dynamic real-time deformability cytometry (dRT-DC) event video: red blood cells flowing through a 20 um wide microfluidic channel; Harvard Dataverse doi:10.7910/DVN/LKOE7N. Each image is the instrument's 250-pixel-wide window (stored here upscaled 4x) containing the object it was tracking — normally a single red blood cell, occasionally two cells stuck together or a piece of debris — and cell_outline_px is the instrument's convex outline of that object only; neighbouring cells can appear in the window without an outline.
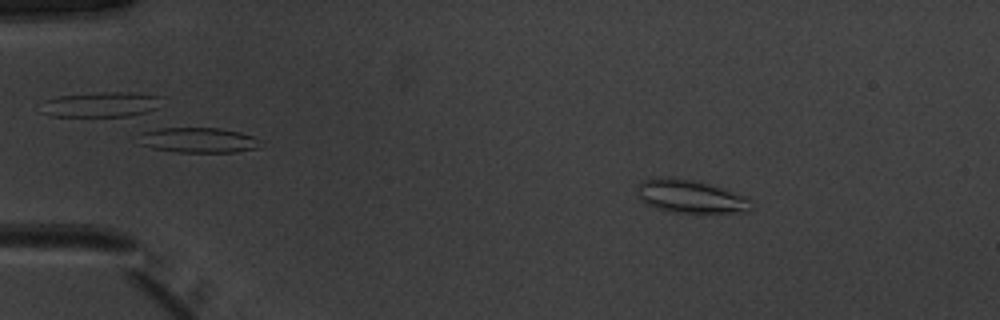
{"species": "common noctule bat (a hibernating species)", "species_latin": "Nyctalus noctula", "temperature_condition": "warm", "stored_images_in_passage": 51, "camera_frame_rate_fps": 3000, "um_per_image_px": 0.085, "animal": {"sex": "male", "body_mass_g": 20.1, "forearm_length_mm": 53.5}, "frame": {"image": 1, "passage_image": 8, "time_ms": 2.333, "image_size_px": [1000, 320], "cell_outline_px": [[752, 200], [748, 212], [672, 212], [656, 208], [648, 204], [640, 196], [636, 184], [644, 180], [692, 180], [708, 184], [748, 196]], "centroid_in_image_um": [58.78, 16.74], "position_along_channel_um": 26.2, "area_um2": 20.98}}
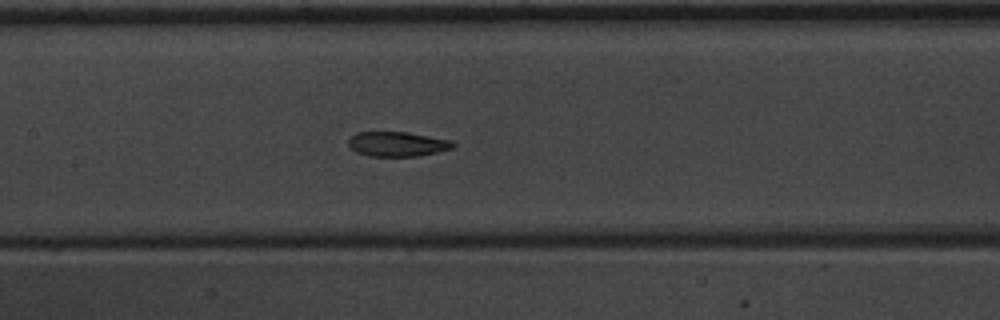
{"frame": {"image": 2, "passage_image": 25, "time_ms": 8.0, "image_size_px": [1000, 320], "cell_outline_px": [[456, 144], [452, 148], [436, 152], [416, 156], [368, 156], [356, 152], [348, 144], [348, 140], [356, 132], [408, 132], [452, 140]], "centroid_in_image_um": [33.77, 12.24], "position_along_channel_um": 173.6, "area_um2": 15.03}}
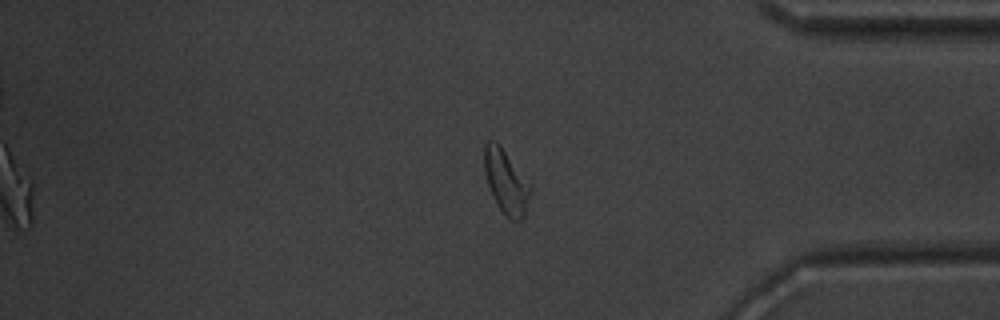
{"frame": {"image": 3, "passage_image": 43, "time_ms": 14.0, "image_size_px": [1000, 320], "cell_outline_px": [[532, 188], [524, 220], [512, 220], [500, 208], [492, 196], [484, 172], [484, 144], [488, 140], [492, 140], [504, 152], [532, 184]], "centroid_in_image_um": [43.04, 15.49], "position_along_channel_um": 392.2, "area_um2": 16.94}, "authors_computed_cell_mechanics": {"area_um2": 16.9932, "velocity_mm_per_s": 3.9607, "shape_relaxation_time_tau1_ms": 4.2921, "shape_relaxation_time_tau2_ms": 2.4376, "deformation_change_tau1": 0.1267, "deformation_change_tau2": 0.0857}}